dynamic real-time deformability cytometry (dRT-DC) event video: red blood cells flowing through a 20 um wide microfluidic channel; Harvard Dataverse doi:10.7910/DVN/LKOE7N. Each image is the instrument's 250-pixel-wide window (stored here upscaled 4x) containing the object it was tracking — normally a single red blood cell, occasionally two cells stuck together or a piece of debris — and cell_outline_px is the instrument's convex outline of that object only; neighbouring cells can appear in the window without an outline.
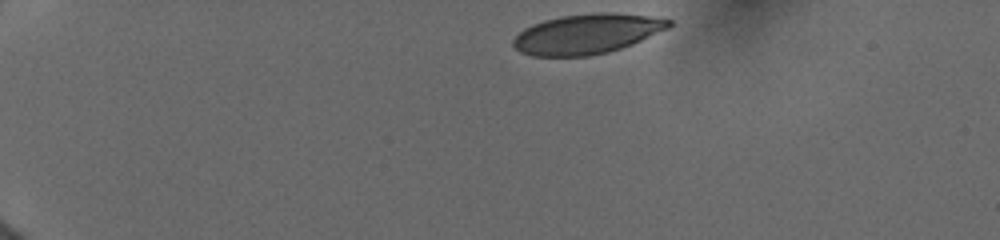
{"species": "human", "species_latin": "Homo sapiens", "temperature_condition": "cold", "stored_images_in_passage": 10, "camera_frame_rate_fps": 3000, "um_per_image_px": 0.085, "donor": {"sex": "female"}, "frame": {"image": 1, "passage_image": 1, "time_ms": 0.0, "image_size_px": [1000, 240], "cell_outline_px": [[672, 24], [668, 28], [632, 44], [608, 52], [588, 56], [532, 56], [520, 52], [512, 44], [512, 40], [524, 28], [532, 24], [544, 20], [560, 16], [596, 12], [612, 12], [648, 16], [672, 20]], "centroid_in_image_um": [49.86, 2.87], "position_along_channel_um": 35.1, "area_um2": 36.13}}